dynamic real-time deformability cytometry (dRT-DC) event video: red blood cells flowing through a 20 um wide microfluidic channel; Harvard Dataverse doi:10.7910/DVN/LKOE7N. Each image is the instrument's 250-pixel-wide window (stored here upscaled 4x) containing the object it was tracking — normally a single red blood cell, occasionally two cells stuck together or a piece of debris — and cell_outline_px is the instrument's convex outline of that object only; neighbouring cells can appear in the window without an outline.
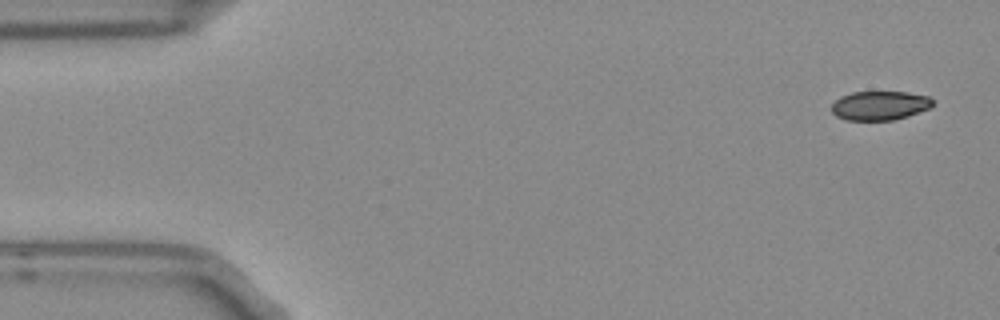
{"species": "Egyptian fruit bat (a non-hibernating species)", "species_latin": "Rousettus aegyptiacus", "temperature_condition": "room temperature", "stored_images_in_passage": 3, "camera_frame_rate_fps": 3000, "um_per_image_px": 0.085, "frame": {"image": 1, "passage_image": 1, "time_ms": 0.0, "image_size_px": [1000, 320], "cell_outline_px": [[932, 104], [928, 108], [908, 116], [892, 120], [844, 120], [836, 116], [832, 112], [832, 104], [840, 96], [852, 92], [908, 92], [928, 96], [932, 100]], "centroid_in_image_um": [74.74, 8.97], "position_along_channel_um": 10.3, "area_um2": 17.05}}